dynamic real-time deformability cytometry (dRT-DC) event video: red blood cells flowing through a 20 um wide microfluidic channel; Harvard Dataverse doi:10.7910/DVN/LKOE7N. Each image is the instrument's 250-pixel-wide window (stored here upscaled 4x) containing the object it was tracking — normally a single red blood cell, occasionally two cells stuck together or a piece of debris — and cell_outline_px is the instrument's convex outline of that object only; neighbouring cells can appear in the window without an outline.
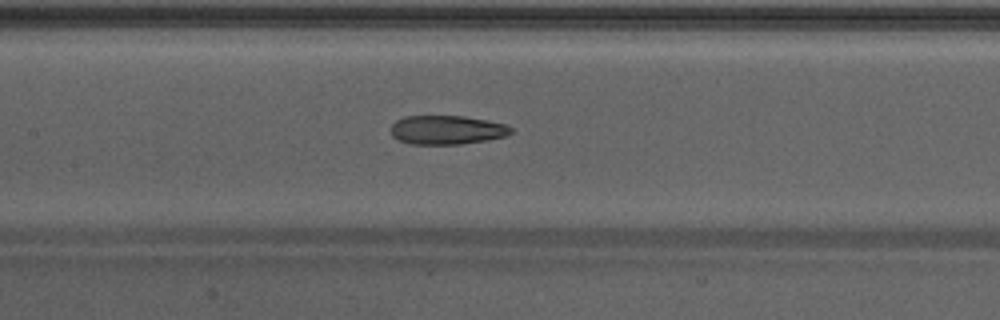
{"species": "Egyptian fruit bat (a non-hibernating species)", "species_latin": "Rousettus aegyptiacus", "temperature_condition": "warm", "stored_images_in_passage": 44, "camera_frame_rate_fps": 3000, "um_per_image_px": 0.085, "animal": {"sex": "male"}, "frame": {"image": 1, "passage_image": 19, "time_ms": 6.0, "image_size_px": [1000, 320], "cell_outline_px": [[512, 132], [504, 136], [488, 140], [460, 144], [408, 144], [396, 140], [392, 136], [392, 124], [396, 120], [404, 116], [464, 116], [504, 124], [512, 128]], "centroid_in_image_um": [37.93, 11.05], "position_along_channel_um": 169.5, "area_um2": 20.23}}
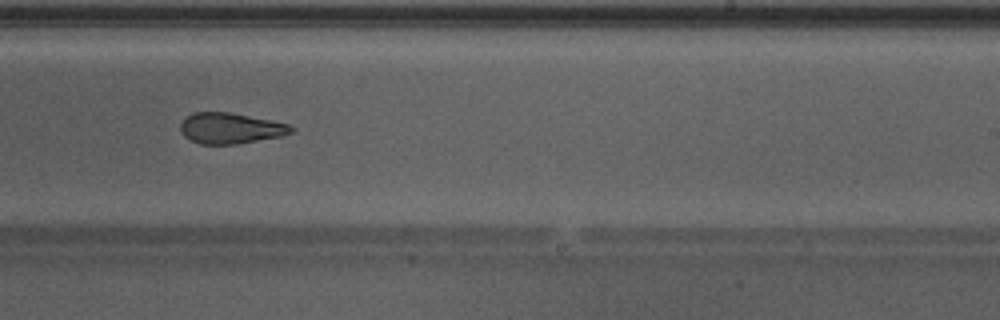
{"frame": {"image": 2, "passage_image": 26, "time_ms": 8.333, "image_size_px": [1000, 320], "cell_outline_px": [[296, 128], [292, 132], [280, 136], [236, 144], [200, 144], [184, 136], [180, 132], [180, 124], [184, 116], [192, 112], [228, 112], [288, 124]], "centroid_in_image_um": [19.53, 10.89], "position_along_channel_um": 269.5, "area_um2": 19.77}, "authors_computed_cell_mechanics": {"area_um2": 21.6461, "velocity_mm_per_s": 4.2946, "shape_relaxation_time_tau1_ms": null, "shape_relaxation_time_tau2_ms": 1.6468, "deformation_change_tau1": null, "deformation_change_tau2": 0.0981}}